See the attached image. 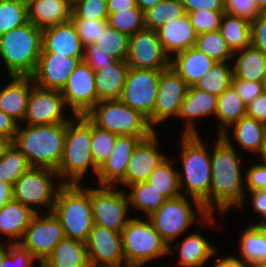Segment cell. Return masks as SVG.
<instances>
[{
	"label": "cell",
	"mask_w": 266,
	"mask_h": 267,
	"mask_svg": "<svg viewBox=\"0 0 266 267\" xmlns=\"http://www.w3.org/2000/svg\"><path fill=\"white\" fill-rule=\"evenodd\" d=\"M76 27L83 46L94 44L110 27L107 20L70 19Z\"/></svg>",
	"instance_id": "cell-49"
},
{
	"label": "cell",
	"mask_w": 266,
	"mask_h": 267,
	"mask_svg": "<svg viewBox=\"0 0 266 267\" xmlns=\"http://www.w3.org/2000/svg\"><path fill=\"white\" fill-rule=\"evenodd\" d=\"M28 22L27 2L0 0V36Z\"/></svg>",
	"instance_id": "cell-43"
},
{
	"label": "cell",
	"mask_w": 266,
	"mask_h": 267,
	"mask_svg": "<svg viewBox=\"0 0 266 267\" xmlns=\"http://www.w3.org/2000/svg\"><path fill=\"white\" fill-rule=\"evenodd\" d=\"M215 139L211 144V186L202 205L210 215L219 213L222 222L231 209L240 211L247 206L245 168L242 167V153L221 135H216Z\"/></svg>",
	"instance_id": "cell-1"
},
{
	"label": "cell",
	"mask_w": 266,
	"mask_h": 267,
	"mask_svg": "<svg viewBox=\"0 0 266 267\" xmlns=\"http://www.w3.org/2000/svg\"><path fill=\"white\" fill-rule=\"evenodd\" d=\"M188 88L187 83L170 66L160 72L153 111V129L155 131H158L160 123L164 124L170 118L178 119Z\"/></svg>",
	"instance_id": "cell-15"
},
{
	"label": "cell",
	"mask_w": 266,
	"mask_h": 267,
	"mask_svg": "<svg viewBox=\"0 0 266 267\" xmlns=\"http://www.w3.org/2000/svg\"><path fill=\"white\" fill-rule=\"evenodd\" d=\"M64 237V229L54 212H40L33 216L18 243L42 263Z\"/></svg>",
	"instance_id": "cell-13"
},
{
	"label": "cell",
	"mask_w": 266,
	"mask_h": 267,
	"mask_svg": "<svg viewBox=\"0 0 266 267\" xmlns=\"http://www.w3.org/2000/svg\"><path fill=\"white\" fill-rule=\"evenodd\" d=\"M233 74L238 79L261 82L266 69V55L252 44L233 53Z\"/></svg>",
	"instance_id": "cell-34"
},
{
	"label": "cell",
	"mask_w": 266,
	"mask_h": 267,
	"mask_svg": "<svg viewBox=\"0 0 266 267\" xmlns=\"http://www.w3.org/2000/svg\"><path fill=\"white\" fill-rule=\"evenodd\" d=\"M194 48L215 62L232 61L233 53L228 48L220 30L197 35Z\"/></svg>",
	"instance_id": "cell-41"
},
{
	"label": "cell",
	"mask_w": 266,
	"mask_h": 267,
	"mask_svg": "<svg viewBox=\"0 0 266 267\" xmlns=\"http://www.w3.org/2000/svg\"><path fill=\"white\" fill-rule=\"evenodd\" d=\"M160 72L152 69L129 68L120 100L139 111L153 128V111Z\"/></svg>",
	"instance_id": "cell-12"
},
{
	"label": "cell",
	"mask_w": 266,
	"mask_h": 267,
	"mask_svg": "<svg viewBox=\"0 0 266 267\" xmlns=\"http://www.w3.org/2000/svg\"><path fill=\"white\" fill-rule=\"evenodd\" d=\"M41 265L43 267H91L86 243L64 237Z\"/></svg>",
	"instance_id": "cell-31"
},
{
	"label": "cell",
	"mask_w": 266,
	"mask_h": 267,
	"mask_svg": "<svg viewBox=\"0 0 266 267\" xmlns=\"http://www.w3.org/2000/svg\"><path fill=\"white\" fill-rule=\"evenodd\" d=\"M107 21L111 28L128 36L145 28L143 12L139 8L108 14Z\"/></svg>",
	"instance_id": "cell-46"
},
{
	"label": "cell",
	"mask_w": 266,
	"mask_h": 267,
	"mask_svg": "<svg viewBox=\"0 0 266 267\" xmlns=\"http://www.w3.org/2000/svg\"><path fill=\"white\" fill-rule=\"evenodd\" d=\"M129 68L127 61H116L111 66L94 71L97 103L120 99Z\"/></svg>",
	"instance_id": "cell-33"
},
{
	"label": "cell",
	"mask_w": 266,
	"mask_h": 267,
	"mask_svg": "<svg viewBox=\"0 0 266 267\" xmlns=\"http://www.w3.org/2000/svg\"><path fill=\"white\" fill-rule=\"evenodd\" d=\"M35 214L30 207L20 202H8L0 209V243H18Z\"/></svg>",
	"instance_id": "cell-29"
},
{
	"label": "cell",
	"mask_w": 266,
	"mask_h": 267,
	"mask_svg": "<svg viewBox=\"0 0 266 267\" xmlns=\"http://www.w3.org/2000/svg\"><path fill=\"white\" fill-rule=\"evenodd\" d=\"M65 184L57 195L53 212L60 219L65 237L86 243L94 226L90 186Z\"/></svg>",
	"instance_id": "cell-7"
},
{
	"label": "cell",
	"mask_w": 266,
	"mask_h": 267,
	"mask_svg": "<svg viewBox=\"0 0 266 267\" xmlns=\"http://www.w3.org/2000/svg\"><path fill=\"white\" fill-rule=\"evenodd\" d=\"M30 167L25 155L12 144L0 158V180L13 186Z\"/></svg>",
	"instance_id": "cell-42"
},
{
	"label": "cell",
	"mask_w": 266,
	"mask_h": 267,
	"mask_svg": "<svg viewBox=\"0 0 266 267\" xmlns=\"http://www.w3.org/2000/svg\"><path fill=\"white\" fill-rule=\"evenodd\" d=\"M259 157V158H258ZM258 158L257 161L266 164V134L264 136V141L262 143V147L260 152L257 154L256 159Z\"/></svg>",
	"instance_id": "cell-65"
},
{
	"label": "cell",
	"mask_w": 266,
	"mask_h": 267,
	"mask_svg": "<svg viewBox=\"0 0 266 267\" xmlns=\"http://www.w3.org/2000/svg\"><path fill=\"white\" fill-rule=\"evenodd\" d=\"M19 123L0 110V135L14 139Z\"/></svg>",
	"instance_id": "cell-60"
},
{
	"label": "cell",
	"mask_w": 266,
	"mask_h": 267,
	"mask_svg": "<svg viewBox=\"0 0 266 267\" xmlns=\"http://www.w3.org/2000/svg\"><path fill=\"white\" fill-rule=\"evenodd\" d=\"M121 235L125 266H148L169 255L168 244L148 218L133 215Z\"/></svg>",
	"instance_id": "cell-8"
},
{
	"label": "cell",
	"mask_w": 266,
	"mask_h": 267,
	"mask_svg": "<svg viewBox=\"0 0 266 267\" xmlns=\"http://www.w3.org/2000/svg\"><path fill=\"white\" fill-rule=\"evenodd\" d=\"M130 68L162 71L170 66V58L163 51L155 30L137 31L130 36L126 59Z\"/></svg>",
	"instance_id": "cell-17"
},
{
	"label": "cell",
	"mask_w": 266,
	"mask_h": 267,
	"mask_svg": "<svg viewBox=\"0 0 266 267\" xmlns=\"http://www.w3.org/2000/svg\"><path fill=\"white\" fill-rule=\"evenodd\" d=\"M257 7L262 11L266 12V0H255Z\"/></svg>",
	"instance_id": "cell-66"
},
{
	"label": "cell",
	"mask_w": 266,
	"mask_h": 267,
	"mask_svg": "<svg viewBox=\"0 0 266 267\" xmlns=\"http://www.w3.org/2000/svg\"><path fill=\"white\" fill-rule=\"evenodd\" d=\"M117 186H90V202L95 225L122 233L133 217L126 191ZM130 211V212H129Z\"/></svg>",
	"instance_id": "cell-11"
},
{
	"label": "cell",
	"mask_w": 266,
	"mask_h": 267,
	"mask_svg": "<svg viewBox=\"0 0 266 267\" xmlns=\"http://www.w3.org/2000/svg\"><path fill=\"white\" fill-rule=\"evenodd\" d=\"M265 134V124L257 121L255 118L245 115L240 120L235 122L221 136L226 139L235 149L240 147V150H242L240 152H246V154L247 152L248 154L251 152L253 153L252 155L257 156L261 150Z\"/></svg>",
	"instance_id": "cell-27"
},
{
	"label": "cell",
	"mask_w": 266,
	"mask_h": 267,
	"mask_svg": "<svg viewBox=\"0 0 266 267\" xmlns=\"http://www.w3.org/2000/svg\"><path fill=\"white\" fill-rule=\"evenodd\" d=\"M245 229L240 230L236 255L250 267L266 262V225H251L247 222Z\"/></svg>",
	"instance_id": "cell-32"
},
{
	"label": "cell",
	"mask_w": 266,
	"mask_h": 267,
	"mask_svg": "<svg viewBox=\"0 0 266 267\" xmlns=\"http://www.w3.org/2000/svg\"><path fill=\"white\" fill-rule=\"evenodd\" d=\"M66 136V123L50 125L19 124L13 144L29 164L56 170L61 162Z\"/></svg>",
	"instance_id": "cell-5"
},
{
	"label": "cell",
	"mask_w": 266,
	"mask_h": 267,
	"mask_svg": "<svg viewBox=\"0 0 266 267\" xmlns=\"http://www.w3.org/2000/svg\"><path fill=\"white\" fill-rule=\"evenodd\" d=\"M217 104L218 96L190 86L178 115L184 125L182 135H201L198 122L209 116L216 117Z\"/></svg>",
	"instance_id": "cell-21"
},
{
	"label": "cell",
	"mask_w": 266,
	"mask_h": 267,
	"mask_svg": "<svg viewBox=\"0 0 266 267\" xmlns=\"http://www.w3.org/2000/svg\"><path fill=\"white\" fill-rule=\"evenodd\" d=\"M231 63L233 62H216L193 87L219 96L231 85L234 75Z\"/></svg>",
	"instance_id": "cell-39"
},
{
	"label": "cell",
	"mask_w": 266,
	"mask_h": 267,
	"mask_svg": "<svg viewBox=\"0 0 266 267\" xmlns=\"http://www.w3.org/2000/svg\"><path fill=\"white\" fill-rule=\"evenodd\" d=\"M66 109L68 108L59 90L42 88L34 83L22 124L50 125L67 123L74 115H69L65 111Z\"/></svg>",
	"instance_id": "cell-14"
},
{
	"label": "cell",
	"mask_w": 266,
	"mask_h": 267,
	"mask_svg": "<svg viewBox=\"0 0 266 267\" xmlns=\"http://www.w3.org/2000/svg\"><path fill=\"white\" fill-rule=\"evenodd\" d=\"M248 194H246L247 198L250 199L249 201L251 202V206L253 212H255L256 218L258 217L259 220L256 221H251V225H266V190H253V191H248Z\"/></svg>",
	"instance_id": "cell-55"
},
{
	"label": "cell",
	"mask_w": 266,
	"mask_h": 267,
	"mask_svg": "<svg viewBox=\"0 0 266 267\" xmlns=\"http://www.w3.org/2000/svg\"><path fill=\"white\" fill-rule=\"evenodd\" d=\"M216 62L194 47L175 54L170 67L187 83L194 86Z\"/></svg>",
	"instance_id": "cell-30"
},
{
	"label": "cell",
	"mask_w": 266,
	"mask_h": 267,
	"mask_svg": "<svg viewBox=\"0 0 266 267\" xmlns=\"http://www.w3.org/2000/svg\"><path fill=\"white\" fill-rule=\"evenodd\" d=\"M13 200V186L0 180V209Z\"/></svg>",
	"instance_id": "cell-62"
},
{
	"label": "cell",
	"mask_w": 266,
	"mask_h": 267,
	"mask_svg": "<svg viewBox=\"0 0 266 267\" xmlns=\"http://www.w3.org/2000/svg\"><path fill=\"white\" fill-rule=\"evenodd\" d=\"M12 144V138L0 135V158L6 153V151L11 147Z\"/></svg>",
	"instance_id": "cell-64"
},
{
	"label": "cell",
	"mask_w": 266,
	"mask_h": 267,
	"mask_svg": "<svg viewBox=\"0 0 266 267\" xmlns=\"http://www.w3.org/2000/svg\"><path fill=\"white\" fill-rule=\"evenodd\" d=\"M251 44L266 55V12L251 23Z\"/></svg>",
	"instance_id": "cell-56"
},
{
	"label": "cell",
	"mask_w": 266,
	"mask_h": 267,
	"mask_svg": "<svg viewBox=\"0 0 266 267\" xmlns=\"http://www.w3.org/2000/svg\"><path fill=\"white\" fill-rule=\"evenodd\" d=\"M72 0H29L28 21L39 29L62 24L71 19Z\"/></svg>",
	"instance_id": "cell-28"
},
{
	"label": "cell",
	"mask_w": 266,
	"mask_h": 267,
	"mask_svg": "<svg viewBox=\"0 0 266 267\" xmlns=\"http://www.w3.org/2000/svg\"><path fill=\"white\" fill-rule=\"evenodd\" d=\"M107 0H72L71 19L107 20Z\"/></svg>",
	"instance_id": "cell-47"
},
{
	"label": "cell",
	"mask_w": 266,
	"mask_h": 267,
	"mask_svg": "<svg viewBox=\"0 0 266 267\" xmlns=\"http://www.w3.org/2000/svg\"><path fill=\"white\" fill-rule=\"evenodd\" d=\"M130 36L109 27L103 31L100 38L94 43L101 52L111 56L116 61H126L129 50Z\"/></svg>",
	"instance_id": "cell-44"
},
{
	"label": "cell",
	"mask_w": 266,
	"mask_h": 267,
	"mask_svg": "<svg viewBox=\"0 0 266 267\" xmlns=\"http://www.w3.org/2000/svg\"><path fill=\"white\" fill-rule=\"evenodd\" d=\"M60 92L68 110L70 108L69 113L86 115L97 104L94 70L81 61Z\"/></svg>",
	"instance_id": "cell-16"
},
{
	"label": "cell",
	"mask_w": 266,
	"mask_h": 267,
	"mask_svg": "<svg viewBox=\"0 0 266 267\" xmlns=\"http://www.w3.org/2000/svg\"><path fill=\"white\" fill-rule=\"evenodd\" d=\"M255 267H266V262H264L262 264H259V265L255 266Z\"/></svg>",
	"instance_id": "cell-69"
},
{
	"label": "cell",
	"mask_w": 266,
	"mask_h": 267,
	"mask_svg": "<svg viewBox=\"0 0 266 267\" xmlns=\"http://www.w3.org/2000/svg\"><path fill=\"white\" fill-rule=\"evenodd\" d=\"M156 32L163 51L170 59L175 54L194 47L197 38L187 13L174 21L166 22Z\"/></svg>",
	"instance_id": "cell-26"
},
{
	"label": "cell",
	"mask_w": 266,
	"mask_h": 267,
	"mask_svg": "<svg viewBox=\"0 0 266 267\" xmlns=\"http://www.w3.org/2000/svg\"><path fill=\"white\" fill-rule=\"evenodd\" d=\"M219 30L232 53L251 45V23L246 19L224 13Z\"/></svg>",
	"instance_id": "cell-38"
},
{
	"label": "cell",
	"mask_w": 266,
	"mask_h": 267,
	"mask_svg": "<svg viewBox=\"0 0 266 267\" xmlns=\"http://www.w3.org/2000/svg\"><path fill=\"white\" fill-rule=\"evenodd\" d=\"M85 116L94 125L118 136L146 139L155 131L147 118L120 99L99 101Z\"/></svg>",
	"instance_id": "cell-10"
},
{
	"label": "cell",
	"mask_w": 266,
	"mask_h": 267,
	"mask_svg": "<svg viewBox=\"0 0 266 267\" xmlns=\"http://www.w3.org/2000/svg\"><path fill=\"white\" fill-rule=\"evenodd\" d=\"M138 8L144 13L145 11L153 8L162 0H136Z\"/></svg>",
	"instance_id": "cell-63"
},
{
	"label": "cell",
	"mask_w": 266,
	"mask_h": 267,
	"mask_svg": "<svg viewBox=\"0 0 266 267\" xmlns=\"http://www.w3.org/2000/svg\"><path fill=\"white\" fill-rule=\"evenodd\" d=\"M185 14L186 10L180 0H162L143 13L144 27L156 31L166 22L174 21Z\"/></svg>",
	"instance_id": "cell-40"
},
{
	"label": "cell",
	"mask_w": 266,
	"mask_h": 267,
	"mask_svg": "<svg viewBox=\"0 0 266 267\" xmlns=\"http://www.w3.org/2000/svg\"><path fill=\"white\" fill-rule=\"evenodd\" d=\"M158 132L154 131L134 149L127 166L125 177L116 185L124 187L145 182L158 165L169 155L160 150Z\"/></svg>",
	"instance_id": "cell-18"
},
{
	"label": "cell",
	"mask_w": 266,
	"mask_h": 267,
	"mask_svg": "<svg viewBox=\"0 0 266 267\" xmlns=\"http://www.w3.org/2000/svg\"><path fill=\"white\" fill-rule=\"evenodd\" d=\"M83 61L94 71L113 65L116 60L100 51L98 46L89 44L84 49Z\"/></svg>",
	"instance_id": "cell-54"
},
{
	"label": "cell",
	"mask_w": 266,
	"mask_h": 267,
	"mask_svg": "<svg viewBox=\"0 0 266 267\" xmlns=\"http://www.w3.org/2000/svg\"><path fill=\"white\" fill-rule=\"evenodd\" d=\"M186 12L197 10L225 11L224 0H180Z\"/></svg>",
	"instance_id": "cell-57"
},
{
	"label": "cell",
	"mask_w": 266,
	"mask_h": 267,
	"mask_svg": "<svg viewBox=\"0 0 266 267\" xmlns=\"http://www.w3.org/2000/svg\"><path fill=\"white\" fill-rule=\"evenodd\" d=\"M246 115V106L238 96L233 86L230 85L218 96L217 112L215 119L218 120L217 135H223L235 122Z\"/></svg>",
	"instance_id": "cell-35"
},
{
	"label": "cell",
	"mask_w": 266,
	"mask_h": 267,
	"mask_svg": "<svg viewBox=\"0 0 266 267\" xmlns=\"http://www.w3.org/2000/svg\"><path fill=\"white\" fill-rule=\"evenodd\" d=\"M197 35L220 29V22L225 11L197 10L186 12Z\"/></svg>",
	"instance_id": "cell-50"
},
{
	"label": "cell",
	"mask_w": 266,
	"mask_h": 267,
	"mask_svg": "<svg viewBox=\"0 0 266 267\" xmlns=\"http://www.w3.org/2000/svg\"><path fill=\"white\" fill-rule=\"evenodd\" d=\"M138 8L136 0H107L108 14Z\"/></svg>",
	"instance_id": "cell-61"
},
{
	"label": "cell",
	"mask_w": 266,
	"mask_h": 267,
	"mask_svg": "<svg viewBox=\"0 0 266 267\" xmlns=\"http://www.w3.org/2000/svg\"><path fill=\"white\" fill-rule=\"evenodd\" d=\"M64 185L56 170L31 166L13 185V200L30 207L35 213L42 209L48 213L53 211L59 190Z\"/></svg>",
	"instance_id": "cell-9"
},
{
	"label": "cell",
	"mask_w": 266,
	"mask_h": 267,
	"mask_svg": "<svg viewBox=\"0 0 266 267\" xmlns=\"http://www.w3.org/2000/svg\"><path fill=\"white\" fill-rule=\"evenodd\" d=\"M91 153L94 165L99 169L111 155L118 135L101 129L91 122Z\"/></svg>",
	"instance_id": "cell-45"
},
{
	"label": "cell",
	"mask_w": 266,
	"mask_h": 267,
	"mask_svg": "<svg viewBox=\"0 0 266 267\" xmlns=\"http://www.w3.org/2000/svg\"><path fill=\"white\" fill-rule=\"evenodd\" d=\"M215 216L218 215H210L200 201L181 195L167 199L148 219L169 246L192 229L193 224L216 228L218 221Z\"/></svg>",
	"instance_id": "cell-4"
},
{
	"label": "cell",
	"mask_w": 266,
	"mask_h": 267,
	"mask_svg": "<svg viewBox=\"0 0 266 267\" xmlns=\"http://www.w3.org/2000/svg\"><path fill=\"white\" fill-rule=\"evenodd\" d=\"M246 115L266 125V92L261 93L246 106Z\"/></svg>",
	"instance_id": "cell-58"
},
{
	"label": "cell",
	"mask_w": 266,
	"mask_h": 267,
	"mask_svg": "<svg viewBox=\"0 0 266 267\" xmlns=\"http://www.w3.org/2000/svg\"><path fill=\"white\" fill-rule=\"evenodd\" d=\"M231 85L238 96L242 99L245 106H247L251 101L264 92L261 82H250L243 79H238L234 75Z\"/></svg>",
	"instance_id": "cell-53"
},
{
	"label": "cell",
	"mask_w": 266,
	"mask_h": 267,
	"mask_svg": "<svg viewBox=\"0 0 266 267\" xmlns=\"http://www.w3.org/2000/svg\"><path fill=\"white\" fill-rule=\"evenodd\" d=\"M84 49L71 20L42 30L41 53H57L66 57L84 58Z\"/></svg>",
	"instance_id": "cell-24"
},
{
	"label": "cell",
	"mask_w": 266,
	"mask_h": 267,
	"mask_svg": "<svg viewBox=\"0 0 266 267\" xmlns=\"http://www.w3.org/2000/svg\"><path fill=\"white\" fill-rule=\"evenodd\" d=\"M154 267H155V266H154ZM158 267H160V266H158ZM161 267H165V266H161ZM166 267H170V265H168V266L166 265ZM171 267H173V266H171Z\"/></svg>",
	"instance_id": "cell-71"
},
{
	"label": "cell",
	"mask_w": 266,
	"mask_h": 267,
	"mask_svg": "<svg viewBox=\"0 0 266 267\" xmlns=\"http://www.w3.org/2000/svg\"><path fill=\"white\" fill-rule=\"evenodd\" d=\"M142 140L135 136H117L111 155L98 169L96 184L116 186L125 177L130 157Z\"/></svg>",
	"instance_id": "cell-22"
},
{
	"label": "cell",
	"mask_w": 266,
	"mask_h": 267,
	"mask_svg": "<svg viewBox=\"0 0 266 267\" xmlns=\"http://www.w3.org/2000/svg\"><path fill=\"white\" fill-rule=\"evenodd\" d=\"M176 164L175 159L168 155L146 180L147 183L160 191V193L165 195L168 199L182 195L177 169L179 167H175Z\"/></svg>",
	"instance_id": "cell-37"
},
{
	"label": "cell",
	"mask_w": 266,
	"mask_h": 267,
	"mask_svg": "<svg viewBox=\"0 0 266 267\" xmlns=\"http://www.w3.org/2000/svg\"><path fill=\"white\" fill-rule=\"evenodd\" d=\"M185 235L180 242L175 243L174 241L169 245L168 256L173 255L174 251L178 255L175 257H178V261L174 267H208L210 261L214 259L213 255L218 250V246L214 245L213 242L210 243L203 235L202 230ZM173 247L177 249L174 250Z\"/></svg>",
	"instance_id": "cell-23"
},
{
	"label": "cell",
	"mask_w": 266,
	"mask_h": 267,
	"mask_svg": "<svg viewBox=\"0 0 266 267\" xmlns=\"http://www.w3.org/2000/svg\"><path fill=\"white\" fill-rule=\"evenodd\" d=\"M6 86L0 89V110L22 124L34 80L32 76H7Z\"/></svg>",
	"instance_id": "cell-25"
},
{
	"label": "cell",
	"mask_w": 266,
	"mask_h": 267,
	"mask_svg": "<svg viewBox=\"0 0 266 267\" xmlns=\"http://www.w3.org/2000/svg\"><path fill=\"white\" fill-rule=\"evenodd\" d=\"M91 121L85 116H73L66 123V136L61 162L56 169L64 184H83L90 172L97 176L91 153ZM89 171V172H88Z\"/></svg>",
	"instance_id": "cell-3"
},
{
	"label": "cell",
	"mask_w": 266,
	"mask_h": 267,
	"mask_svg": "<svg viewBox=\"0 0 266 267\" xmlns=\"http://www.w3.org/2000/svg\"><path fill=\"white\" fill-rule=\"evenodd\" d=\"M83 59L57 53H41L36 71L32 75L34 83L42 88L61 91Z\"/></svg>",
	"instance_id": "cell-20"
},
{
	"label": "cell",
	"mask_w": 266,
	"mask_h": 267,
	"mask_svg": "<svg viewBox=\"0 0 266 267\" xmlns=\"http://www.w3.org/2000/svg\"><path fill=\"white\" fill-rule=\"evenodd\" d=\"M225 13L241 17L252 23L262 11L257 7L255 0H224Z\"/></svg>",
	"instance_id": "cell-51"
},
{
	"label": "cell",
	"mask_w": 266,
	"mask_h": 267,
	"mask_svg": "<svg viewBox=\"0 0 266 267\" xmlns=\"http://www.w3.org/2000/svg\"><path fill=\"white\" fill-rule=\"evenodd\" d=\"M3 265V243H0V267Z\"/></svg>",
	"instance_id": "cell-68"
},
{
	"label": "cell",
	"mask_w": 266,
	"mask_h": 267,
	"mask_svg": "<svg viewBox=\"0 0 266 267\" xmlns=\"http://www.w3.org/2000/svg\"><path fill=\"white\" fill-rule=\"evenodd\" d=\"M180 135V153L173 158L181 164L182 170L178 168L181 194L202 203L211 186V143L201 135Z\"/></svg>",
	"instance_id": "cell-2"
},
{
	"label": "cell",
	"mask_w": 266,
	"mask_h": 267,
	"mask_svg": "<svg viewBox=\"0 0 266 267\" xmlns=\"http://www.w3.org/2000/svg\"><path fill=\"white\" fill-rule=\"evenodd\" d=\"M41 50L42 29L31 22L0 36V59L7 76H32Z\"/></svg>",
	"instance_id": "cell-6"
},
{
	"label": "cell",
	"mask_w": 266,
	"mask_h": 267,
	"mask_svg": "<svg viewBox=\"0 0 266 267\" xmlns=\"http://www.w3.org/2000/svg\"><path fill=\"white\" fill-rule=\"evenodd\" d=\"M258 162V163H256ZM249 162L245 170V189L246 192L253 190H266V164L259 161Z\"/></svg>",
	"instance_id": "cell-52"
},
{
	"label": "cell",
	"mask_w": 266,
	"mask_h": 267,
	"mask_svg": "<svg viewBox=\"0 0 266 267\" xmlns=\"http://www.w3.org/2000/svg\"><path fill=\"white\" fill-rule=\"evenodd\" d=\"M261 83H262L264 92H266V69H265L264 75L262 77Z\"/></svg>",
	"instance_id": "cell-67"
},
{
	"label": "cell",
	"mask_w": 266,
	"mask_h": 267,
	"mask_svg": "<svg viewBox=\"0 0 266 267\" xmlns=\"http://www.w3.org/2000/svg\"><path fill=\"white\" fill-rule=\"evenodd\" d=\"M86 247L91 267L125 266L121 233L94 224Z\"/></svg>",
	"instance_id": "cell-19"
},
{
	"label": "cell",
	"mask_w": 266,
	"mask_h": 267,
	"mask_svg": "<svg viewBox=\"0 0 266 267\" xmlns=\"http://www.w3.org/2000/svg\"><path fill=\"white\" fill-rule=\"evenodd\" d=\"M219 251L217 250L213 257H216L214 263H211L209 267H250L247 263H245L242 259L238 258L236 254H232L230 256L228 253L222 256H219ZM218 253V254H217ZM217 255V256H216Z\"/></svg>",
	"instance_id": "cell-59"
},
{
	"label": "cell",
	"mask_w": 266,
	"mask_h": 267,
	"mask_svg": "<svg viewBox=\"0 0 266 267\" xmlns=\"http://www.w3.org/2000/svg\"><path fill=\"white\" fill-rule=\"evenodd\" d=\"M125 191L129 198L131 211L138 209L137 211L143 213V218H148L168 199L146 181L132 184Z\"/></svg>",
	"instance_id": "cell-36"
},
{
	"label": "cell",
	"mask_w": 266,
	"mask_h": 267,
	"mask_svg": "<svg viewBox=\"0 0 266 267\" xmlns=\"http://www.w3.org/2000/svg\"><path fill=\"white\" fill-rule=\"evenodd\" d=\"M40 265L41 263L19 243H3L2 267H40Z\"/></svg>",
	"instance_id": "cell-48"
},
{
	"label": "cell",
	"mask_w": 266,
	"mask_h": 267,
	"mask_svg": "<svg viewBox=\"0 0 266 267\" xmlns=\"http://www.w3.org/2000/svg\"><path fill=\"white\" fill-rule=\"evenodd\" d=\"M124 267H145V265H142V266H124Z\"/></svg>",
	"instance_id": "cell-70"
}]
</instances>
